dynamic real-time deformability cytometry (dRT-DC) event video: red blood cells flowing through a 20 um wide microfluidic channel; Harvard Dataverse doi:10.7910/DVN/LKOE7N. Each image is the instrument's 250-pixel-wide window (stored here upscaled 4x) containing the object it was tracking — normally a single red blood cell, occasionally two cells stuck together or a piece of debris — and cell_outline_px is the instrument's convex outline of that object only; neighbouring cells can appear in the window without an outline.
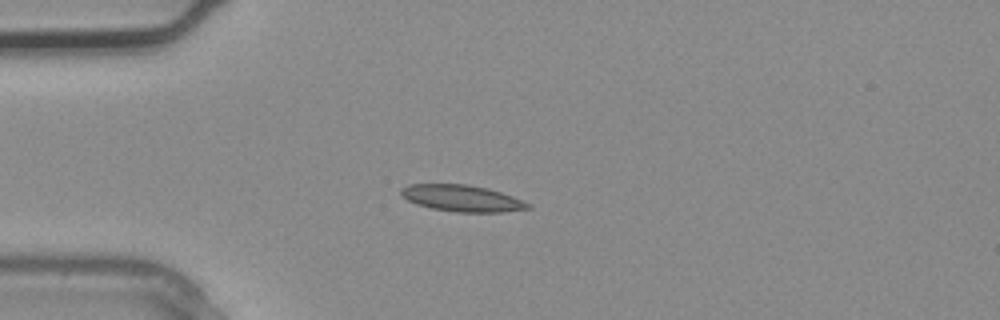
{"species": "common noctule bat (a hibernating species)", "species_latin": "Nyctalus noctula", "temperature_condition": "warm", "stored_images_in_passage": 2, "camera_frame_rate_fps": 3000, "um_per_image_px": 0.085, "animal": {"sex": "male", "body_mass_g": 20.4}, "frame": {"image": 1, "passage_image": 2, "time_ms": 0.333, "image_size_px": [1000, 320], "cell_outline_px": [[532, 208], [504, 212], [456, 212], [432, 208], [416, 204], [408, 200], [400, 192], [400, 188], [408, 184], [468, 184], [488, 188], [512, 196], [532, 204]], "centroid_in_image_um": [39.29, 16.85], "position_along_channel_um": 45.7, "area_um2": 19.65}}